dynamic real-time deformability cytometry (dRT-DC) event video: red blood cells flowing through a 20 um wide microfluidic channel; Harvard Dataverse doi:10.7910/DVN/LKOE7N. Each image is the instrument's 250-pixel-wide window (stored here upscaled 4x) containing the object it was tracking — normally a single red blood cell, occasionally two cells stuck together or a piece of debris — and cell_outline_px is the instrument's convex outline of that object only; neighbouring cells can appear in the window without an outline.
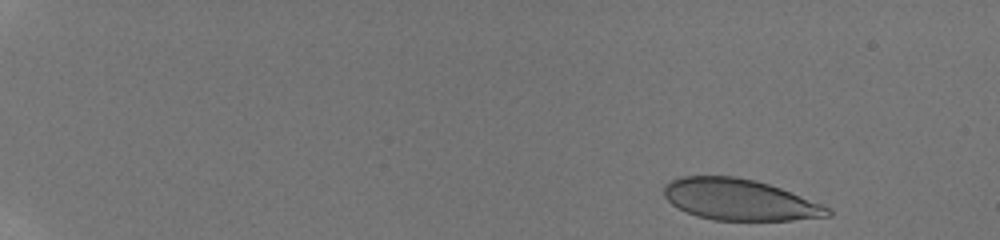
{"species": "human", "species_latin": "Homo sapiens", "temperature_condition": "room temperature", "stored_images_in_passage": 26, "camera_frame_rate_fps": 3000, "um_per_image_px": 0.085, "donor": {"sex": "male"}, "frame": {"image": 1, "passage_image": 1, "time_ms": 0.0, "image_size_px": [1000, 240], "cell_outline_px": [[832, 216], [792, 220], [716, 220], [696, 216], [672, 204], [664, 196], [664, 184], [680, 176], [736, 176], [756, 180], [780, 188], [824, 204], [832, 212]], "centroid_in_image_um": [62.88, 16.97], "position_along_channel_um": 22.1, "area_um2": 39.3}}
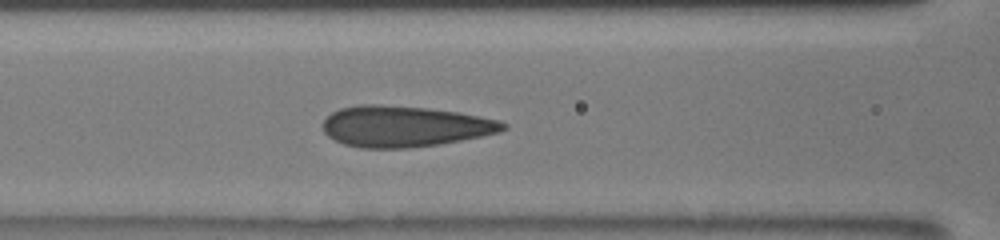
{"frame": {"image": 2, "passage_image": 12, "time_ms": 7.0, "image_size_px": [1000, 240], "cell_outline_px": [[508, 128], [500, 132], [440, 144], [408, 148], [360, 148], [344, 144], [328, 136], [324, 132], [324, 120], [332, 112], [340, 108], [360, 104], [376, 104], [428, 108], [460, 112], [500, 120], [508, 124]], "centroid_in_image_um": [34.41, 10.73], "position_along_channel_um": 132.2, "area_um2": 43.12}}
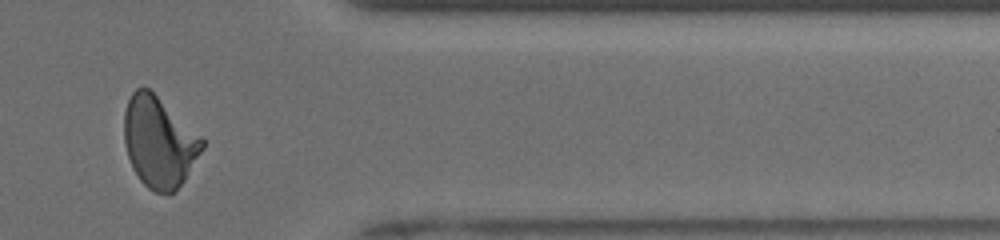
{"frame": {"image": 3, "passage_image": 23, "time_ms": 14.0, "image_size_px": [1000, 240], "cell_outline_px": [[204, 148], [184, 180], [176, 192], [168, 196], [152, 192], [140, 180], [132, 168], [124, 144], [124, 112], [128, 100], [132, 92], [136, 88], [148, 88], [200, 136], [204, 140]], "centroid_in_image_um": [13.5, 12.14], "position_along_channel_um": 397.9, "area_um2": 41.15}}